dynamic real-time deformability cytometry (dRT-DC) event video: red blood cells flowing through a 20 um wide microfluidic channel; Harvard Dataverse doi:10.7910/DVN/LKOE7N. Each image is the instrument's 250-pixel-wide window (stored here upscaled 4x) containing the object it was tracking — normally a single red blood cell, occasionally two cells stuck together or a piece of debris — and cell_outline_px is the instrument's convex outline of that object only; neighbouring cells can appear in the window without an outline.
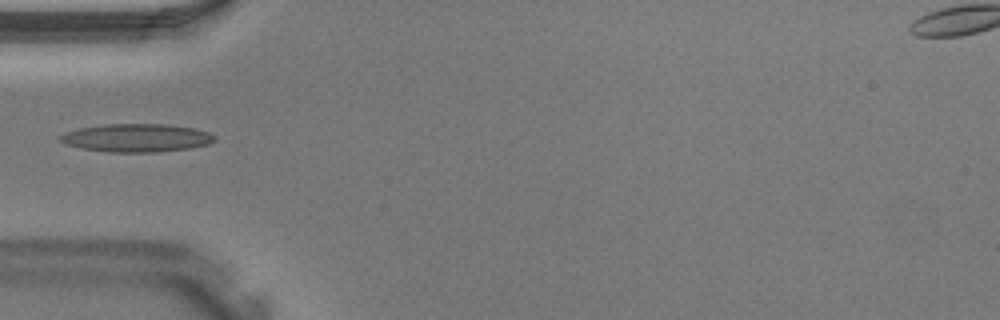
{"species": "Egyptian fruit bat (a non-hibernating species)", "species_latin": "Rousettus aegyptiacus", "temperature_condition": "warm", "stored_images_in_passage": 31, "camera_frame_rate_fps": 3000, "um_per_image_px": 0.085, "animal": {"sex": "male"}, "frame": {"image": 1, "passage_image": 5, "time_ms": 1.333, "image_size_px": [1000, 320], "cell_outline_px": [[216, 140], [208, 144], [192, 148], [156, 152], [108, 152], [84, 148], [64, 144], [56, 136], [64, 132], [80, 128], [104, 124], [164, 124], [196, 128], [208, 132], [216, 136]], "centroid_in_image_um": [11.61, 11.71], "position_along_channel_um": 73.4, "area_um2": 25.49}}
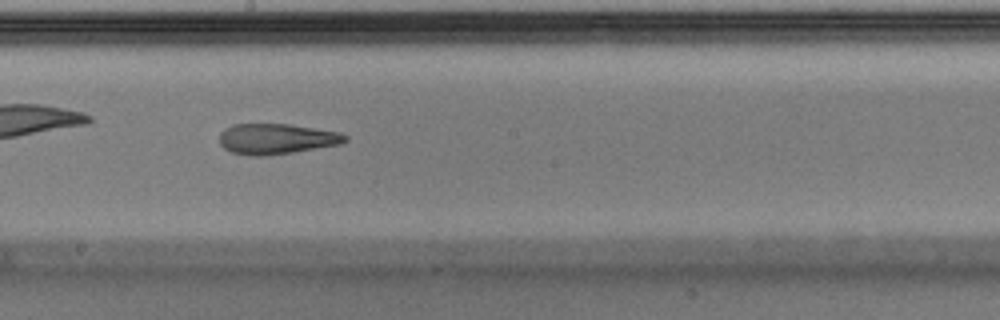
{"frame": {"image": 2, "passage_image": 14, "time_ms": 4.333, "image_size_px": [1000, 320], "cell_outline_px": [[348, 140], [340, 144], [292, 152], [264, 156], [252, 156], [232, 152], [224, 148], [220, 144], [220, 132], [224, 128], [232, 124], [288, 124], [340, 132], [348, 136]], "centroid_in_image_um": [23.48, 11.8], "position_along_channel_um": 224.7, "area_um2": 22.31}}